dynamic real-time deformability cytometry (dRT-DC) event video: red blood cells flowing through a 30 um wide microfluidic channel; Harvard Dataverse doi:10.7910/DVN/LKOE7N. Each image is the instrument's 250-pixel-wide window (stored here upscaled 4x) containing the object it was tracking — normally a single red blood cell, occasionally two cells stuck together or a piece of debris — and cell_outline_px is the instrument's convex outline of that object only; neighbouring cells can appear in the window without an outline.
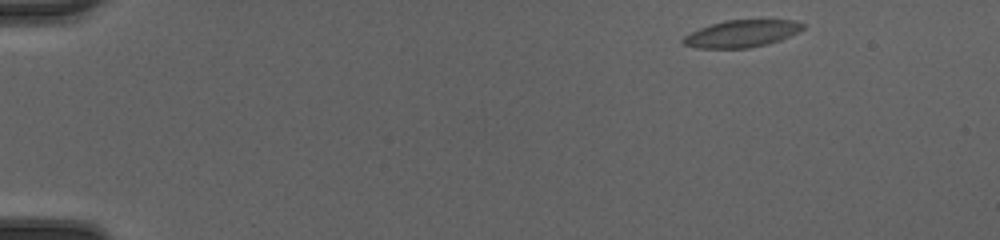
{"species": "common noctule bat (a hibernating species)", "species_latin": "Nyctalus noctula", "temperature_condition": "cold", "stored_images_in_passage": 46, "camera_frame_rate_fps": 3000, "um_per_image_px": 0.085, "animal": {"sex": "female", "body_mass_g": 20.0, "forearm_length_mm": 54.0}, "frame": {"image": 1, "passage_image": 1, "time_ms": 0.0, "image_size_px": [1000, 240], "cell_outline_px": [[804, 28], [780, 40], [768, 44], [748, 48], [696, 48], [684, 44], [680, 40], [684, 36], [700, 28], [712, 24], [728, 20], [796, 20], [804, 24]], "centroid_in_image_um": [63.03, 2.86], "position_along_channel_um": 22.0, "area_um2": 18.73}}
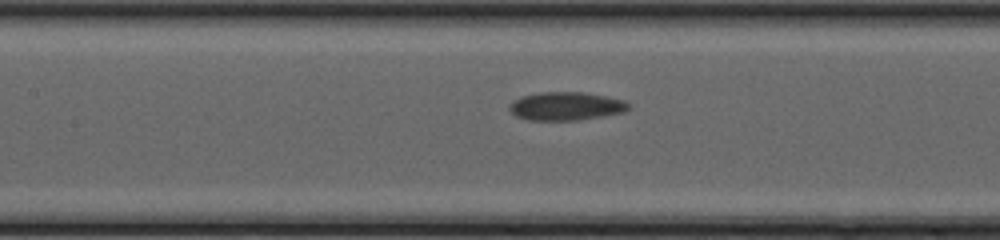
{"frame": {"image": 2, "passage_image": 20, "time_ms": 6.333, "image_size_px": [1000, 240], "cell_outline_px": [[628, 108], [624, 112], [580, 120], [528, 120], [516, 116], [508, 108], [516, 100], [524, 96], [540, 92], [584, 92], [624, 100], [628, 104]], "centroid_in_image_um": [48.12, 9.03], "position_along_channel_um": 159.3, "area_um2": 19.36}}
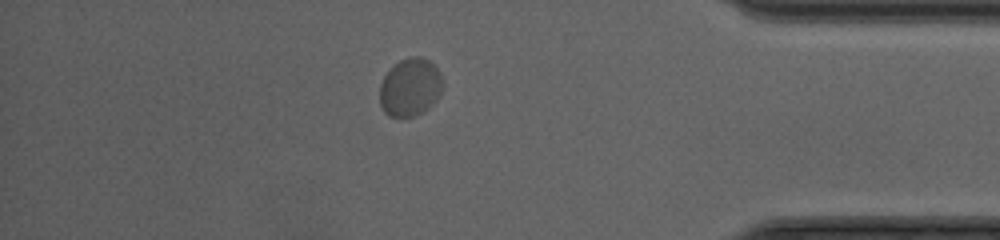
{"frame": {"image": 3, "passage_image": 40, "time_ms": 13.0, "image_size_px": [1000, 240], "cell_outline_px": [[440, 92], [436, 100], [424, 112], [416, 116], [388, 116], [384, 112], [380, 104], [380, 84], [384, 76], [400, 60], [412, 56], [420, 56], [428, 60], [440, 72]], "centroid_in_image_um": [34.84, 7.43], "position_along_channel_um": 400.4, "area_um2": 20.92}, "authors_computed_cell_mechanics": {"area_um2": 19.5653, "velocity_mm_per_s": 4.0418, "shape_relaxation_time_tau1_ms": 1.8457, "shape_relaxation_time_tau2_ms": null, "deformation_change_tau1": 0.0383, "deformation_change_tau2": null}}